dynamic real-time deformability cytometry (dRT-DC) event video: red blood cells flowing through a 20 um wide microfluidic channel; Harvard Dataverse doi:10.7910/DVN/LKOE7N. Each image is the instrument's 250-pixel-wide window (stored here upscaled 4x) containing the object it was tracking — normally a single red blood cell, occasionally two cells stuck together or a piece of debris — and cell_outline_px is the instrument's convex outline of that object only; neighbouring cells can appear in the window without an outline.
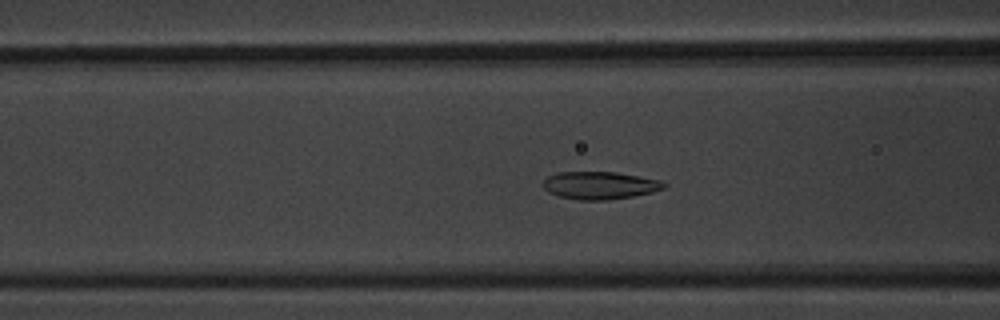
{"species": "common noctule bat (a hibernating species)", "species_latin": "Nyctalus noctula", "temperature_condition": "warm", "stored_images_in_passage": 46, "camera_frame_rate_fps": 3000, "um_per_image_px": 0.085, "animal": {"sex": "male", "body_mass_g": 20.1, "forearm_length_mm": 53.5}, "frame": {"image": 1, "passage_image": 8, "time_ms": 2.333, "image_size_px": [1000, 320], "cell_outline_px": [[668, 184], [664, 188], [652, 192], [632, 196], [608, 200], [580, 200], [560, 196], [548, 192], [540, 184], [548, 176], [560, 172], [616, 172], [660, 180]], "centroid_in_image_um": [50.97, 15.75], "position_along_channel_um": 115.6, "area_um2": 19.42}}
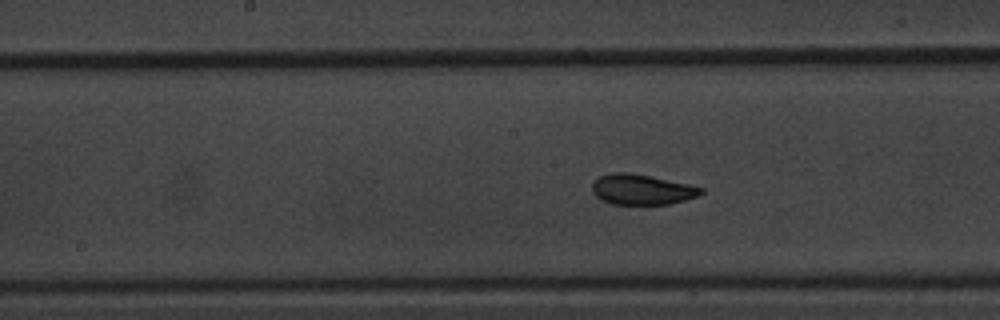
{"frame": {"image": 2, "passage_image": 15, "time_ms": 4.667, "image_size_px": [1000, 320], "cell_outline_px": [[704, 192], [700, 196], [668, 204], [612, 204], [600, 200], [592, 192], [592, 184], [600, 176], [612, 172], [632, 172], [652, 176], [688, 184], [704, 188]], "centroid_in_image_um": [54.56, 16.1], "position_along_channel_um": 193.6, "area_um2": 19.42}}
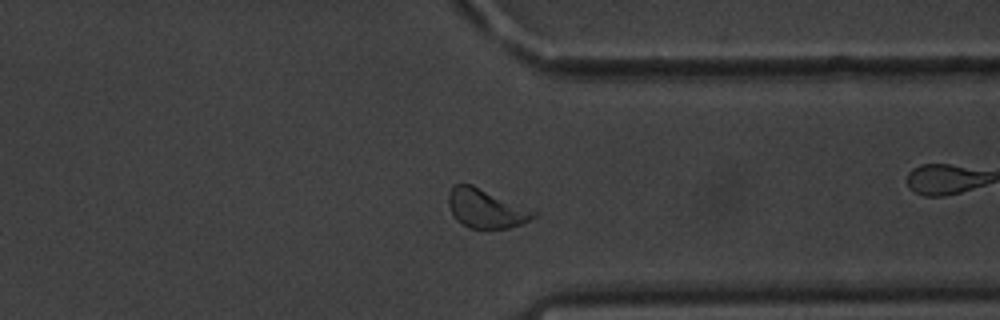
{"frame": {"image": 3, "passage_image": 31, "time_ms": 10.0, "image_size_px": [1000, 320], "cell_outline_px": [[540, 212], [536, 216], [520, 224], [508, 228], [468, 228], [456, 220], [448, 204], [448, 192], [456, 184], [472, 184], [536, 208]], "centroid_in_image_um": [41.39, 17.7], "position_along_channel_um": 370.0, "area_um2": 19.94}, "authors_computed_cell_mechanics": {"area_um2": 19.5942, "velocity_mm_per_s": 3.3321, "shape_relaxation_time_tau1_ms": 2.5466, "shape_relaxation_time_tau2_ms": 1.2827, "deformation_change_tau1": 0.1251, "deformation_change_tau2": 0.0656}}